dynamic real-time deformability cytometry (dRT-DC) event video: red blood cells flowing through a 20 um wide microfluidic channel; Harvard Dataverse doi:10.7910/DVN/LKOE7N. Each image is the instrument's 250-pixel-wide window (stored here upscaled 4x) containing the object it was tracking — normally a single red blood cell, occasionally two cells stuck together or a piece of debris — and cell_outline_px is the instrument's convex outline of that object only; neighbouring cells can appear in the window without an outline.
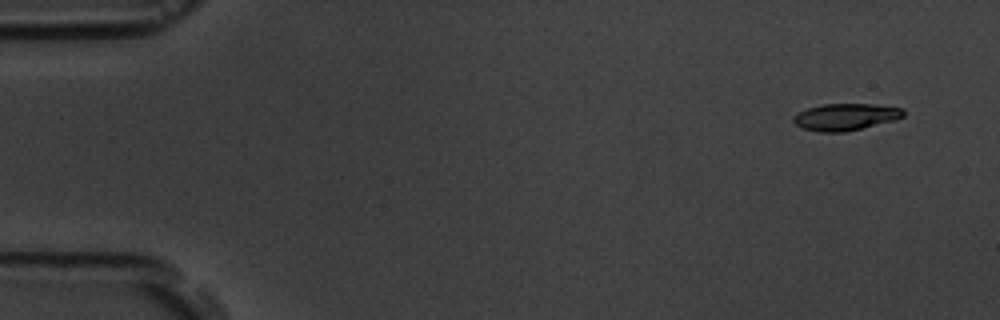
{"species": "common noctule bat (a hibernating species)", "species_latin": "Nyctalus noctula", "temperature_condition": "room temperature", "stored_images_in_passage": 5, "camera_frame_rate_fps": 3000, "um_per_image_px": 0.085, "animal": {"sex": "male", "body_mass_g": 19.5, "forearm_length_mm": 54.6}, "frame": {"image": 1, "passage_image": 1, "time_ms": 0.0, "image_size_px": [1000, 320], "cell_outline_px": [[904, 116], [896, 120], [844, 132], [820, 132], [804, 128], [796, 124], [792, 120], [792, 116], [808, 108], [820, 104], [872, 104], [904, 108]], "centroid_in_image_um": [71.89, 9.93], "position_along_channel_um": 13.1, "area_um2": 17.17}}
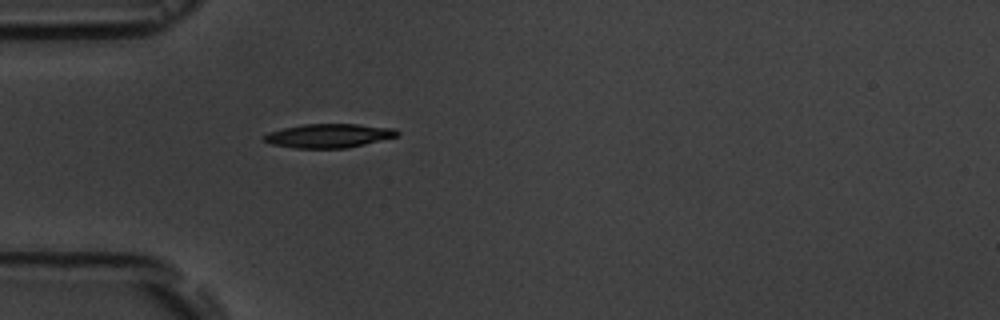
{"frame": {"image": 2, "passage_image": 5, "time_ms": 4.333, "image_size_px": [1000, 320], "cell_outline_px": [[400, 136], [364, 144], [344, 148], [296, 148], [272, 144], [264, 140], [264, 136], [268, 132], [284, 128], [304, 124], [356, 124], [396, 128], [400, 132]], "centroid_in_image_um": [28.0, 11.53], "position_along_channel_um": 57.0, "area_um2": 18.5}}